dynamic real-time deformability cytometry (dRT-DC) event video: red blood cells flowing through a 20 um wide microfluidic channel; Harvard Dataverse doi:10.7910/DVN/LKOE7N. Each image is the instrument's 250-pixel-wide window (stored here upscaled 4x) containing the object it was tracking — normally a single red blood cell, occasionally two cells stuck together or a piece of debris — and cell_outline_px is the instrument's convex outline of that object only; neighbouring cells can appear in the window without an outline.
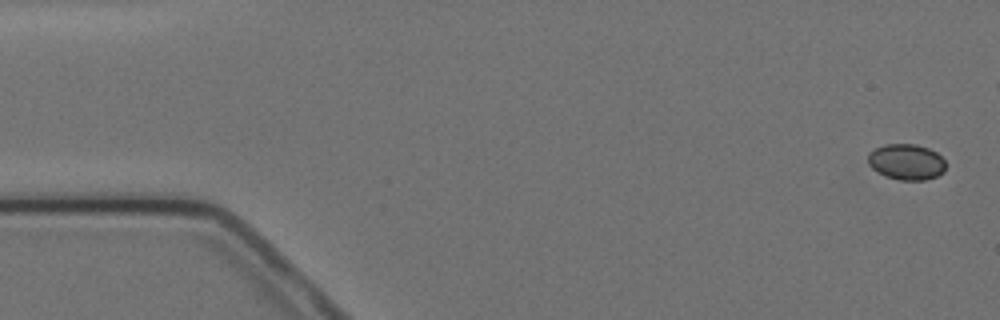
{"species": "Egyptian fruit bat (a non-hibernating species)", "species_latin": "Rousettus aegyptiacus", "temperature_condition": "cold", "stored_images_in_passage": 5, "camera_frame_rate_fps": 3000, "um_per_image_px": 0.085, "animal": {"sex": "female"}, "frame": {"image": 1, "passage_image": 1, "time_ms": 0.0, "image_size_px": [1000, 320], "cell_outline_px": [[944, 172], [936, 176], [924, 180], [900, 180], [884, 176], [872, 168], [868, 164], [868, 152], [884, 144], [916, 144], [928, 148], [936, 152], [944, 160]], "centroid_in_image_um": [77.02, 13.76], "position_along_channel_um": 8.0, "area_um2": 16.24}}
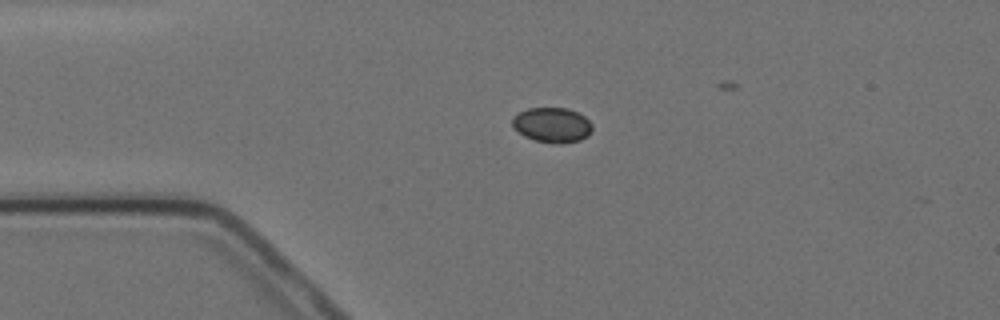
{"frame": {"image": 2, "passage_image": 4, "time_ms": 3.667, "image_size_px": [1000, 320], "cell_outline_px": [[592, 132], [588, 136], [580, 140], [564, 144], [556, 144], [536, 140], [524, 136], [512, 128], [512, 116], [528, 108], [568, 108], [584, 116], [592, 124]], "centroid_in_image_um": [46.93, 10.63], "position_along_channel_um": 38.1, "area_um2": 16.47}}